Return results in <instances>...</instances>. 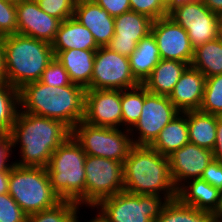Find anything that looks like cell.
<instances>
[{"instance_id": "38", "label": "cell", "mask_w": 222, "mask_h": 222, "mask_svg": "<svg viewBox=\"0 0 222 222\" xmlns=\"http://www.w3.org/2000/svg\"><path fill=\"white\" fill-rule=\"evenodd\" d=\"M13 139L10 133H0V171H10L15 165ZM12 158V159H11ZM11 160V161H10ZM14 160V161H12Z\"/></svg>"}, {"instance_id": "21", "label": "cell", "mask_w": 222, "mask_h": 222, "mask_svg": "<svg viewBox=\"0 0 222 222\" xmlns=\"http://www.w3.org/2000/svg\"><path fill=\"white\" fill-rule=\"evenodd\" d=\"M51 45L53 51L69 49L97 51L100 48L92 33L73 17L61 22Z\"/></svg>"}, {"instance_id": "46", "label": "cell", "mask_w": 222, "mask_h": 222, "mask_svg": "<svg viewBox=\"0 0 222 222\" xmlns=\"http://www.w3.org/2000/svg\"><path fill=\"white\" fill-rule=\"evenodd\" d=\"M214 222L222 221V191L220 194L219 204L216 211L212 214Z\"/></svg>"}, {"instance_id": "27", "label": "cell", "mask_w": 222, "mask_h": 222, "mask_svg": "<svg viewBox=\"0 0 222 222\" xmlns=\"http://www.w3.org/2000/svg\"><path fill=\"white\" fill-rule=\"evenodd\" d=\"M206 78L222 74V40L220 37L194 49L190 64Z\"/></svg>"}, {"instance_id": "19", "label": "cell", "mask_w": 222, "mask_h": 222, "mask_svg": "<svg viewBox=\"0 0 222 222\" xmlns=\"http://www.w3.org/2000/svg\"><path fill=\"white\" fill-rule=\"evenodd\" d=\"M206 77L189 65L175 84L170 101L180 112L199 110L202 104Z\"/></svg>"}, {"instance_id": "48", "label": "cell", "mask_w": 222, "mask_h": 222, "mask_svg": "<svg viewBox=\"0 0 222 222\" xmlns=\"http://www.w3.org/2000/svg\"><path fill=\"white\" fill-rule=\"evenodd\" d=\"M219 37H220L221 40H222V24H221V27H220V34H219Z\"/></svg>"}, {"instance_id": "10", "label": "cell", "mask_w": 222, "mask_h": 222, "mask_svg": "<svg viewBox=\"0 0 222 222\" xmlns=\"http://www.w3.org/2000/svg\"><path fill=\"white\" fill-rule=\"evenodd\" d=\"M168 17L186 30L194 49L219 37L222 17L210 11L202 0L173 7Z\"/></svg>"}, {"instance_id": "47", "label": "cell", "mask_w": 222, "mask_h": 222, "mask_svg": "<svg viewBox=\"0 0 222 222\" xmlns=\"http://www.w3.org/2000/svg\"><path fill=\"white\" fill-rule=\"evenodd\" d=\"M196 1H199V0H169V3L166 5V8L169 12L173 7H176L181 4L196 2Z\"/></svg>"}, {"instance_id": "28", "label": "cell", "mask_w": 222, "mask_h": 222, "mask_svg": "<svg viewBox=\"0 0 222 222\" xmlns=\"http://www.w3.org/2000/svg\"><path fill=\"white\" fill-rule=\"evenodd\" d=\"M154 222H214L208 211L183 204L178 198L168 201Z\"/></svg>"}, {"instance_id": "24", "label": "cell", "mask_w": 222, "mask_h": 222, "mask_svg": "<svg viewBox=\"0 0 222 222\" xmlns=\"http://www.w3.org/2000/svg\"><path fill=\"white\" fill-rule=\"evenodd\" d=\"M160 60L157 41L151 32L138 42L136 49L129 56L134 78L143 84Z\"/></svg>"}, {"instance_id": "4", "label": "cell", "mask_w": 222, "mask_h": 222, "mask_svg": "<svg viewBox=\"0 0 222 222\" xmlns=\"http://www.w3.org/2000/svg\"><path fill=\"white\" fill-rule=\"evenodd\" d=\"M4 57L6 82L19 90L27 83L39 81L55 55L51 43L12 34L5 36Z\"/></svg>"}, {"instance_id": "2", "label": "cell", "mask_w": 222, "mask_h": 222, "mask_svg": "<svg viewBox=\"0 0 222 222\" xmlns=\"http://www.w3.org/2000/svg\"><path fill=\"white\" fill-rule=\"evenodd\" d=\"M86 88L71 83L50 87L40 81L19 89L20 111L62 121L71 130L84 119Z\"/></svg>"}, {"instance_id": "50", "label": "cell", "mask_w": 222, "mask_h": 222, "mask_svg": "<svg viewBox=\"0 0 222 222\" xmlns=\"http://www.w3.org/2000/svg\"><path fill=\"white\" fill-rule=\"evenodd\" d=\"M166 5L169 3V0H162Z\"/></svg>"}, {"instance_id": "37", "label": "cell", "mask_w": 222, "mask_h": 222, "mask_svg": "<svg viewBox=\"0 0 222 222\" xmlns=\"http://www.w3.org/2000/svg\"><path fill=\"white\" fill-rule=\"evenodd\" d=\"M27 214L9 195L0 194V222H26Z\"/></svg>"}, {"instance_id": "15", "label": "cell", "mask_w": 222, "mask_h": 222, "mask_svg": "<svg viewBox=\"0 0 222 222\" xmlns=\"http://www.w3.org/2000/svg\"><path fill=\"white\" fill-rule=\"evenodd\" d=\"M153 20L132 10L114 17V36L106 46L111 51L129 57L138 42L151 33Z\"/></svg>"}, {"instance_id": "13", "label": "cell", "mask_w": 222, "mask_h": 222, "mask_svg": "<svg viewBox=\"0 0 222 222\" xmlns=\"http://www.w3.org/2000/svg\"><path fill=\"white\" fill-rule=\"evenodd\" d=\"M151 32L157 41L161 59L178 60L191 64L194 48L182 26L167 16L153 20Z\"/></svg>"}, {"instance_id": "32", "label": "cell", "mask_w": 222, "mask_h": 222, "mask_svg": "<svg viewBox=\"0 0 222 222\" xmlns=\"http://www.w3.org/2000/svg\"><path fill=\"white\" fill-rule=\"evenodd\" d=\"M199 111L222 116V74L206 78L203 100Z\"/></svg>"}, {"instance_id": "12", "label": "cell", "mask_w": 222, "mask_h": 222, "mask_svg": "<svg viewBox=\"0 0 222 222\" xmlns=\"http://www.w3.org/2000/svg\"><path fill=\"white\" fill-rule=\"evenodd\" d=\"M139 84L132 74L129 57L107 47H100L96 51L91 89L124 90Z\"/></svg>"}, {"instance_id": "23", "label": "cell", "mask_w": 222, "mask_h": 222, "mask_svg": "<svg viewBox=\"0 0 222 222\" xmlns=\"http://www.w3.org/2000/svg\"><path fill=\"white\" fill-rule=\"evenodd\" d=\"M188 66L178 60L161 59L142 85L150 93L169 97Z\"/></svg>"}, {"instance_id": "26", "label": "cell", "mask_w": 222, "mask_h": 222, "mask_svg": "<svg viewBox=\"0 0 222 222\" xmlns=\"http://www.w3.org/2000/svg\"><path fill=\"white\" fill-rule=\"evenodd\" d=\"M217 115L199 110L187 111L189 142L213 150L216 141Z\"/></svg>"}, {"instance_id": "5", "label": "cell", "mask_w": 222, "mask_h": 222, "mask_svg": "<svg viewBox=\"0 0 222 222\" xmlns=\"http://www.w3.org/2000/svg\"><path fill=\"white\" fill-rule=\"evenodd\" d=\"M85 160L86 153L72 135L53 152L46 170L61 200L85 206Z\"/></svg>"}, {"instance_id": "1", "label": "cell", "mask_w": 222, "mask_h": 222, "mask_svg": "<svg viewBox=\"0 0 222 222\" xmlns=\"http://www.w3.org/2000/svg\"><path fill=\"white\" fill-rule=\"evenodd\" d=\"M10 134L14 156H19L16 165L46 168L53 152L71 135V129L62 121L19 110Z\"/></svg>"}, {"instance_id": "20", "label": "cell", "mask_w": 222, "mask_h": 222, "mask_svg": "<svg viewBox=\"0 0 222 222\" xmlns=\"http://www.w3.org/2000/svg\"><path fill=\"white\" fill-rule=\"evenodd\" d=\"M55 58L68 72L70 81L86 89H91V77L96 51L69 49L53 51Z\"/></svg>"}, {"instance_id": "43", "label": "cell", "mask_w": 222, "mask_h": 222, "mask_svg": "<svg viewBox=\"0 0 222 222\" xmlns=\"http://www.w3.org/2000/svg\"><path fill=\"white\" fill-rule=\"evenodd\" d=\"M4 43L5 36L0 35V82H6Z\"/></svg>"}, {"instance_id": "33", "label": "cell", "mask_w": 222, "mask_h": 222, "mask_svg": "<svg viewBox=\"0 0 222 222\" xmlns=\"http://www.w3.org/2000/svg\"><path fill=\"white\" fill-rule=\"evenodd\" d=\"M39 7L61 21L72 18L77 0H36Z\"/></svg>"}, {"instance_id": "42", "label": "cell", "mask_w": 222, "mask_h": 222, "mask_svg": "<svg viewBox=\"0 0 222 222\" xmlns=\"http://www.w3.org/2000/svg\"><path fill=\"white\" fill-rule=\"evenodd\" d=\"M84 208H85V206H79L78 207L77 212L75 213V217H74L73 222H82L81 218H84V217L80 216V215H82L80 213V211H81V209H84ZM86 208H88V210L90 208L91 210H89V211H91V213H93L92 211H95V209H96V211L94 212L95 217L91 216L92 218L89 219V221L87 220V222H107L106 219L104 218V216L100 213V211L97 208H95L94 206H86Z\"/></svg>"}, {"instance_id": "29", "label": "cell", "mask_w": 222, "mask_h": 222, "mask_svg": "<svg viewBox=\"0 0 222 222\" xmlns=\"http://www.w3.org/2000/svg\"><path fill=\"white\" fill-rule=\"evenodd\" d=\"M19 110V90L0 82V133L11 132Z\"/></svg>"}, {"instance_id": "14", "label": "cell", "mask_w": 222, "mask_h": 222, "mask_svg": "<svg viewBox=\"0 0 222 222\" xmlns=\"http://www.w3.org/2000/svg\"><path fill=\"white\" fill-rule=\"evenodd\" d=\"M84 122L122 128L121 90L86 89Z\"/></svg>"}, {"instance_id": "3", "label": "cell", "mask_w": 222, "mask_h": 222, "mask_svg": "<svg viewBox=\"0 0 222 222\" xmlns=\"http://www.w3.org/2000/svg\"><path fill=\"white\" fill-rule=\"evenodd\" d=\"M124 191L135 195L177 198L169 158L148 145H133L123 163Z\"/></svg>"}, {"instance_id": "49", "label": "cell", "mask_w": 222, "mask_h": 222, "mask_svg": "<svg viewBox=\"0 0 222 222\" xmlns=\"http://www.w3.org/2000/svg\"><path fill=\"white\" fill-rule=\"evenodd\" d=\"M8 1H11V2H14V3H18V2H20L22 0H8Z\"/></svg>"}, {"instance_id": "34", "label": "cell", "mask_w": 222, "mask_h": 222, "mask_svg": "<svg viewBox=\"0 0 222 222\" xmlns=\"http://www.w3.org/2000/svg\"><path fill=\"white\" fill-rule=\"evenodd\" d=\"M39 81L50 87L68 86L72 83L70 81L68 72L56 58H54L42 72Z\"/></svg>"}, {"instance_id": "45", "label": "cell", "mask_w": 222, "mask_h": 222, "mask_svg": "<svg viewBox=\"0 0 222 222\" xmlns=\"http://www.w3.org/2000/svg\"><path fill=\"white\" fill-rule=\"evenodd\" d=\"M10 171H0V194H6L9 190Z\"/></svg>"}, {"instance_id": "40", "label": "cell", "mask_w": 222, "mask_h": 222, "mask_svg": "<svg viewBox=\"0 0 222 222\" xmlns=\"http://www.w3.org/2000/svg\"><path fill=\"white\" fill-rule=\"evenodd\" d=\"M97 5L106 9L112 17L120 16L131 10L130 0H93Z\"/></svg>"}, {"instance_id": "30", "label": "cell", "mask_w": 222, "mask_h": 222, "mask_svg": "<svg viewBox=\"0 0 222 222\" xmlns=\"http://www.w3.org/2000/svg\"><path fill=\"white\" fill-rule=\"evenodd\" d=\"M144 103V86L121 90L122 129L131 130L138 122Z\"/></svg>"}, {"instance_id": "41", "label": "cell", "mask_w": 222, "mask_h": 222, "mask_svg": "<svg viewBox=\"0 0 222 222\" xmlns=\"http://www.w3.org/2000/svg\"><path fill=\"white\" fill-rule=\"evenodd\" d=\"M212 153L214 159L222 162V116L217 117L216 141Z\"/></svg>"}, {"instance_id": "35", "label": "cell", "mask_w": 222, "mask_h": 222, "mask_svg": "<svg viewBox=\"0 0 222 222\" xmlns=\"http://www.w3.org/2000/svg\"><path fill=\"white\" fill-rule=\"evenodd\" d=\"M18 34L16 3L0 0V35Z\"/></svg>"}, {"instance_id": "11", "label": "cell", "mask_w": 222, "mask_h": 222, "mask_svg": "<svg viewBox=\"0 0 222 222\" xmlns=\"http://www.w3.org/2000/svg\"><path fill=\"white\" fill-rule=\"evenodd\" d=\"M138 122L130 130L133 145H150L180 111L168 96L150 93L144 87V103Z\"/></svg>"}, {"instance_id": "8", "label": "cell", "mask_w": 222, "mask_h": 222, "mask_svg": "<svg viewBox=\"0 0 222 222\" xmlns=\"http://www.w3.org/2000/svg\"><path fill=\"white\" fill-rule=\"evenodd\" d=\"M167 202L162 196L122 191L102 199L94 207L107 222H154Z\"/></svg>"}, {"instance_id": "39", "label": "cell", "mask_w": 222, "mask_h": 222, "mask_svg": "<svg viewBox=\"0 0 222 222\" xmlns=\"http://www.w3.org/2000/svg\"><path fill=\"white\" fill-rule=\"evenodd\" d=\"M201 179L222 191V162L211 160L201 175Z\"/></svg>"}, {"instance_id": "18", "label": "cell", "mask_w": 222, "mask_h": 222, "mask_svg": "<svg viewBox=\"0 0 222 222\" xmlns=\"http://www.w3.org/2000/svg\"><path fill=\"white\" fill-rule=\"evenodd\" d=\"M73 18L92 33L99 47H106L114 36V17L93 0H77Z\"/></svg>"}, {"instance_id": "44", "label": "cell", "mask_w": 222, "mask_h": 222, "mask_svg": "<svg viewBox=\"0 0 222 222\" xmlns=\"http://www.w3.org/2000/svg\"><path fill=\"white\" fill-rule=\"evenodd\" d=\"M210 11L222 17V0H202Z\"/></svg>"}, {"instance_id": "31", "label": "cell", "mask_w": 222, "mask_h": 222, "mask_svg": "<svg viewBox=\"0 0 222 222\" xmlns=\"http://www.w3.org/2000/svg\"><path fill=\"white\" fill-rule=\"evenodd\" d=\"M79 205L62 200L53 208L27 215L26 222H73Z\"/></svg>"}, {"instance_id": "17", "label": "cell", "mask_w": 222, "mask_h": 222, "mask_svg": "<svg viewBox=\"0 0 222 222\" xmlns=\"http://www.w3.org/2000/svg\"><path fill=\"white\" fill-rule=\"evenodd\" d=\"M18 34L52 43L61 20L43 11L36 0L16 3Z\"/></svg>"}, {"instance_id": "6", "label": "cell", "mask_w": 222, "mask_h": 222, "mask_svg": "<svg viewBox=\"0 0 222 222\" xmlns=\"http://www.w3.org/2000/svg\"><path fill=\"white\" fill-rule=\"evenodd\" d=\"M9 195L27 214L53 208L62 200L53 191L45 167H21L10 170Z\"/></svg>"}, {"instance_id": "36", "label": "cell", "mask_w": 222, "mask_h": 222, "mask_svg": "<svg viewBox=\"0 0 222 222\" xmlns=\"http://www.w3.org/2000/svg\"><path fill=\"white\" fill-rule=\"evenodd\" d=\"M131 10L144 14L152 20L167 17L168 10L162 0H130Z\"/></svg>"}, {"instance_id": "25", "label": "cell", "mask_w": 222, "mask_h": 222, "mask_svg": "<svg viewBox=\"0 0 222 222\" xmlns=\"http://www.w3.org/2000/svg\"><path fill=\"white\" fill-rule=\"evenodd\" d=\"M189 143L187 111L180 112L158 134L149 145L161 155L169 156L175 150Z\"/></svg>"}, {"instance_id": "7", "label": "cell", "mask_w": 222, "mask_h": 222, "mask_svg": "<svg viewBox=\"0 0 222 222\" xmlns=\"http://www.w3.org/2000/svg\"><path fill=\"white\" fill-rule=\"evenodd\" d=\"M71 135L81 145L86 155L121 163H124L133 146L129 130L95 126L83 120L71 130Z\"/></svg>"}, {"instance_id": "16", "label": "cell", "mask_w": 222, "mask_h": 222, "mask_svg": "<svg viewBox=\"0 0 222 222\" xmlns=\"http://www.w3.org/2000/svg\"><path fill=\"white\" fill-rule=\"evenodd\" d=\"M172 181L178 190L189 180L201 178L213 160L212 150L187 143L168 156Z\"/></svg>"}, {"instance_id": "22", "label": "cell", "mask_w": 222, "mask_h": 222, "mask_svg": "<svg viewBox=\"0 0 222 222\" xmlns=\"http://www.w3.org/2000/svg\"><path fill=\"white\" fill-rule=\"evenodd\" d=\"M221 191L201 178L184 183L177 190V198L185 205L213 214L219 204Z\"/></svg>"}, {"instance_id": "9", "label": "cell", "mask_w": 222, "mask_h": 222, "mask_svg": "<svg viewBox=\"0 0 222 222\" xmlns=\"http://www.w3.org/2000/svg\"><path fill=\"white\" fill-rule=\"evenodd\" d=\"M85 207L124 191L123 163L86 155Z\"/></svg>"}]
</instances>
